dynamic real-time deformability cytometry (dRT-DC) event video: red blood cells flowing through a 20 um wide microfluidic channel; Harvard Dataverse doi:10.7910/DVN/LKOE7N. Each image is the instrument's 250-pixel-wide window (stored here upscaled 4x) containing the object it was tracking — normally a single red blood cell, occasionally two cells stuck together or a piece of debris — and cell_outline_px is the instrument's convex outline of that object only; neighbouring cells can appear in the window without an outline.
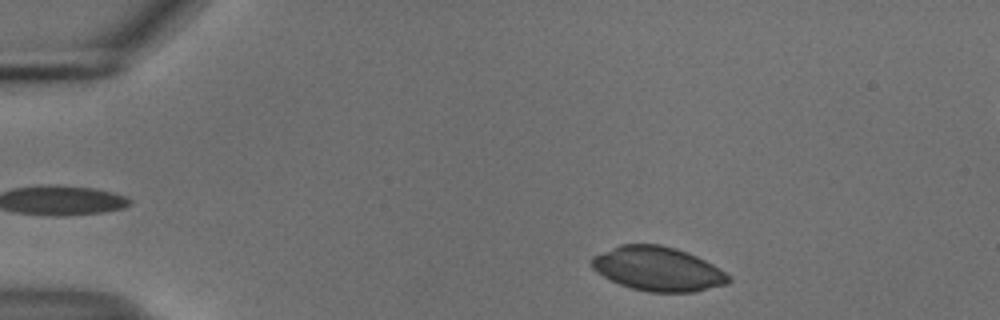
{"species": "common noctule bat (a hibernating species)", "species_latin": "Nyctalus noctula", "temperature_condition": "cold", "stored_images_in_passage": 47, "camera_frame_rate_fps": 3000, "um_per_image_px": 0.085, "animal": {"sex": "male", "body_mass_g": 18.8}, "frame": {"image": 1, "passage_image": 2, "time_ms": 0.333, "image_size_px": [1000, 320], "cell_outline_px": [[732, 280], [728, 284], [696, 292], [648, 292], [632, 288], [620, 284], [596, 272], [592, 268], [592, 256], [620, 244], [660, 244], [676, 248], [688, 252], [720, 268]], "centroid_in_image_um": [55.93, 22.85], "position_along_channel_um": 29.1, "area_um2": 35.26}}
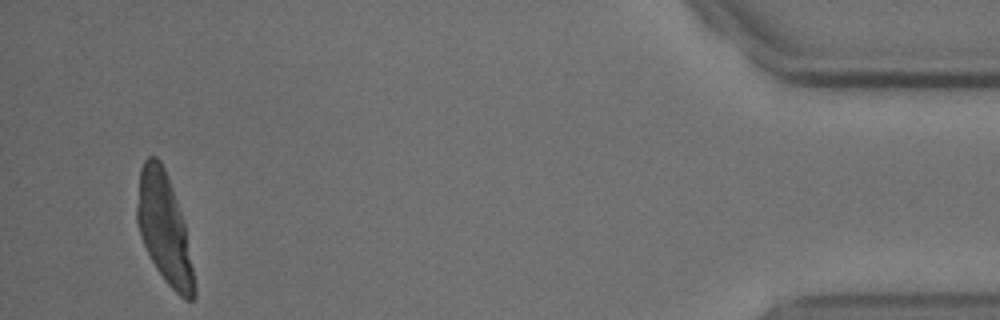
{"frame": {"image": 2, "passage_image": 45, "time_ms": 14.667, "image_size_px": [1000, 320], "cell_outline_px": [[196, 296], [192, 300], [184, 300], [164, 280], [156, 268], [140, 236], [136, 220], [136, 204], [140, 168], [144, 160], [148, 156], [156, 156], [160, 160], [164, 168], [176, 200], [184, 224], [196, 288]], "centroid_in_image_um": [13.93, 19.42], "position_along_channel_um": 421.3, "area_um2": 36.01}}